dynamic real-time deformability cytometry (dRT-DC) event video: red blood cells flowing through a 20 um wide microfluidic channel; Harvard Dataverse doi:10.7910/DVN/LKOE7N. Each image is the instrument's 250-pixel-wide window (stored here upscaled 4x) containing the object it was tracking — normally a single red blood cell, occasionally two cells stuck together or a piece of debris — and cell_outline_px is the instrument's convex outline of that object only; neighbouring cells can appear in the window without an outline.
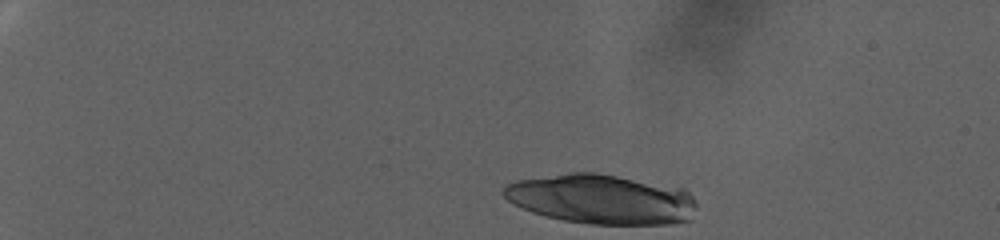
{"species": "human", "species_latin": "Homo sapiens", "temperature_condition": "warm", "stored_images_in_passage": 20, "camera_frame_rate_fps": 3000, "um_per_image_px": 0.085, "donor": {"sex": "female"}, "frame": {"image": 1, "passage_image": 1, "time_ms": 0.0, "image_size_px": [1000, 240], "cell_outline_px": [[696, 208], [692, 220], [672, 224], [592, 224], [564, 220], [544, 216], [532, 212], [512, 204], [500, 192], [504, 184], [516, 180], [568, 172], [596, 172], [684, 188], [692, 196], [696, 204]], "centroid_in_image_um": [51.1, 16.93], "position_along_channel_um": 33.9, "area_um2": 56.47}}